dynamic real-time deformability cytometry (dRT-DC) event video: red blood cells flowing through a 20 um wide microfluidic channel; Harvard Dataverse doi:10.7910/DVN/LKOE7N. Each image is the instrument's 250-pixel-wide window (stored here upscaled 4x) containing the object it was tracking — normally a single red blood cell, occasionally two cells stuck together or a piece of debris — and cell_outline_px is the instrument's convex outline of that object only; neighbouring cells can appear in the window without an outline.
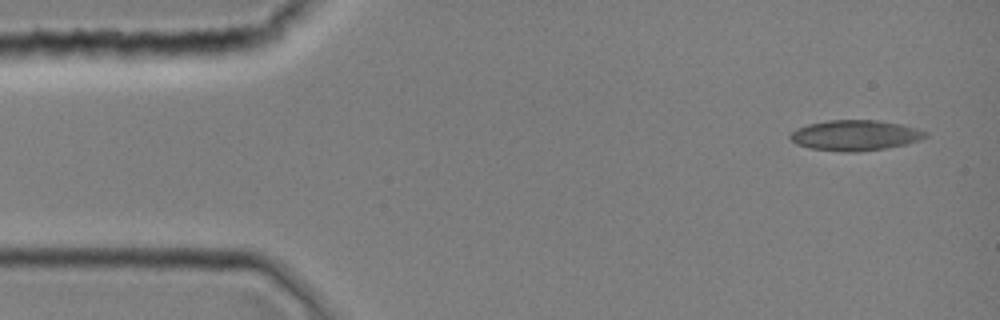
{"species": "common noctule bat (a hibernating species)", "species_latin": "Nyctalus noctula", "temperature_condition": "room temperature", "stored_images_in_passage": 2, "camera_frame_rate_fps": 3000, "um_per_image_px": 0.085, "animal": {"sex": "female", "body_mass_g": 19.0, "forearm_length_mm": 51.5}, "frame": {"image": 1, "passage_image": 1, "time_ms": 0.0, "image_size_px": [1000, 320], "cell_outline_px": [[928, 136], [920, 140], [904, 144], [884, 148], [860, 152], [844, 152], [808, 148], [796, 144], [788, 136], [796, 128], [808, 124], [828, 120], [876, 120], [900, 124], [916, 128], [928, 132]], "centroid_in_image_um": [72.67, 11.5], "position_along_channel_um": 12.3, "area_um2": 24.04}}